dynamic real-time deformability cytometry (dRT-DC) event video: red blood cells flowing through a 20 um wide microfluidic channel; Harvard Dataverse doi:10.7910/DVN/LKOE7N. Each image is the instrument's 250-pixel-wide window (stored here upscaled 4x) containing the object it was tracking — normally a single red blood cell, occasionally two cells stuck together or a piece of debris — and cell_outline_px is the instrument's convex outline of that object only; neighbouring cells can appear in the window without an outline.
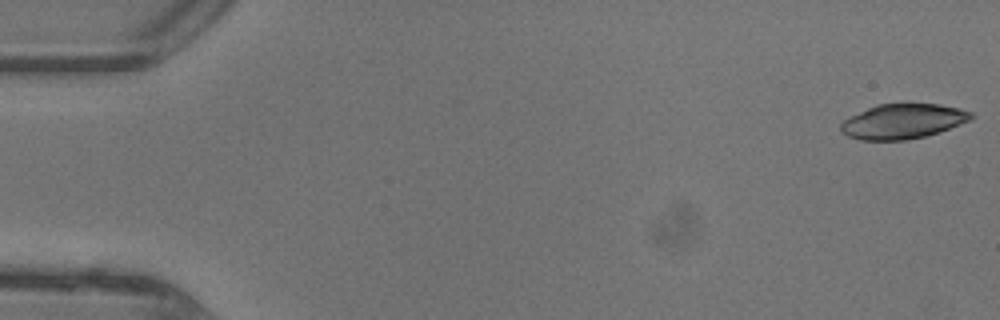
{"species": "common noctule bat (a hibernating species)", "species_latin": "Nyctalus noctula", "temperature_condition": "warm", "stored_images_in_passage": 46, "camera_frame_rate_fps": 3000, "um_per_image_px": 0.085, "animal": {"sex": "female"}, "frame": {"image": 1, "passage_image": 1, "time_ms": 0.0, "image_size_px": [1000, 320], "cell_outline_px": [[972, 116], [968, 120], [960, 124], [940, 132], [924, 136], [904, 140], [860, 140], [848, 136], [840, 132], [840, 124], [844, 120], [876, 104], [940, 104], [972, 112]], "centroid_in_image_um": [76.71, 10.32], "position_along_channel_um": 8.3, "area_um2": 26.13}}
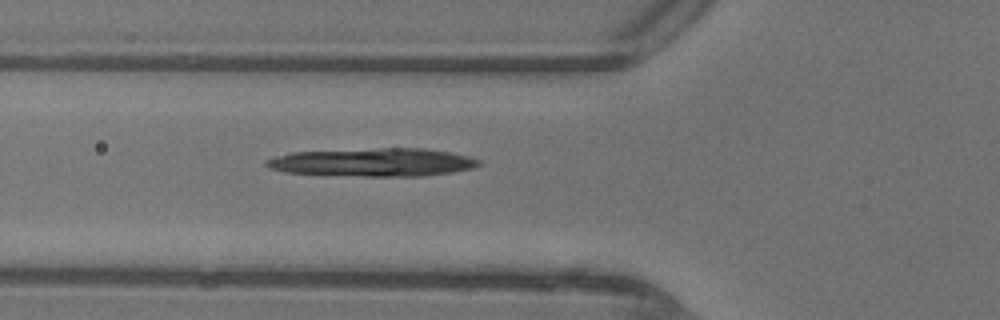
{"frame": {"image": 2, "passage_image": 17, "time_ms": 5.333, "image_size_px": [1000, 320], "cell_outline_px": [[480, 164], [472, 168], [452, 172], [424, 176], [364, 176], [284, 172], [272, 168], [264, 164], [264, 160], [276, 156], [292, 152], [380, 148], [424, 148], [448, 152], [468, 156], [480, 160]], "centroid_in_image_um": [31.72, 13.79], "position_along_channel_um": 94.1, "area_um2": 34.68}}
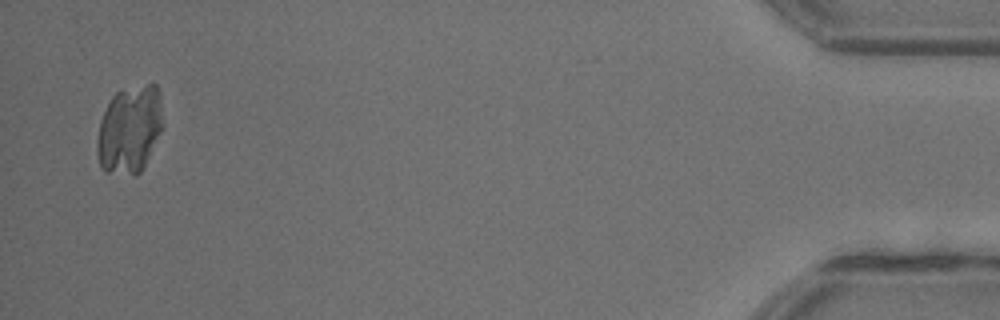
{"frame": {"image": 3, "passage_image": 45, "time_ms": 14.667, "image_size_px": [1000, 320], "cell_outline_px": [[164, 128], [140, 172], [136, 176], [108, 172], [100, 168], [96, 152], [96, 140], [100, 120], [112, 96], [116, 92], [148, 84], [156, 84], [160, 92], [164, 124]], "centroid_in_image_um": [11.03, 11.03], "position_along_channel_um": 424.2, "area_um2": 33.99}}